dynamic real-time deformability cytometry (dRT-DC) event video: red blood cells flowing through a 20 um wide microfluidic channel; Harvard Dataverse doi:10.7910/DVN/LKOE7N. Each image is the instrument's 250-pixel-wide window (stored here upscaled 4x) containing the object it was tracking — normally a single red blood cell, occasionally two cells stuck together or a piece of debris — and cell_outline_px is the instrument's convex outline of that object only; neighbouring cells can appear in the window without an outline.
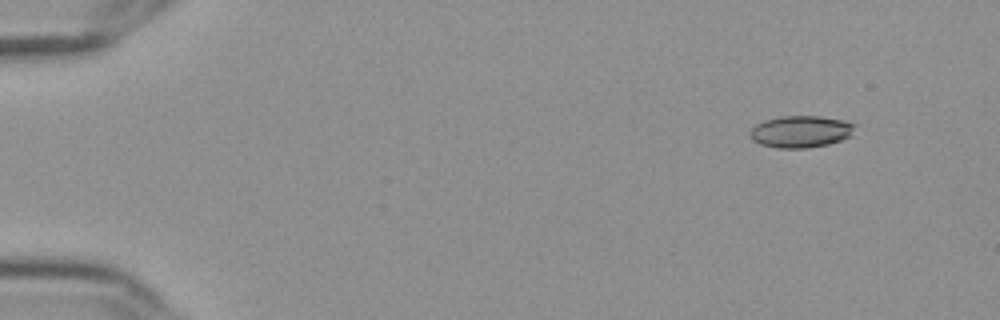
{"species": "Egyptian fruit bat (a non-hibernating species)", "species_latin": "Rousettus aegyptiacus", "temperature_condition": "cold", "stored_images_in_passage": 45, "camera_frame_rate_fps": 3000, "um_per_image_px": 0.085, "frame": {"image": 1, "passage_image": 1, "time_ms": 0.0, "image_size_px": [1000, 320], "cell_outline_px": [[856, 124], [852, 136], [828, 144], [808, 148], [776, 148], [760, 144], [752, 140], [752, 128], [756, 124], [764, 120], [780, 116], [820, 116], [844, 120]], "centroid_in_image_um": [68.1, 11.18], "position_along_channel_um": 16.9, "area_um2": 19.54}}
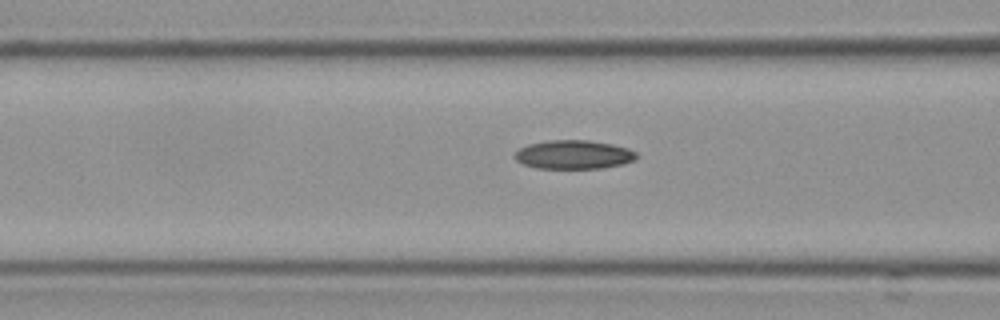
{"frame": {"image": 2, "passage_image": 19, "time_ms": 6.0, "image_size_px": [1000, 320], "cell_outline_px": [[640, 156], [636, 160], [624, 164], [600, 168], [536, 168], [524, 164], [516, 160], [516, 152], [520, 148], [528, 144], [548, 140], [588, 140], [612, 144], [628, 148], [636, 152]], "centroid_in_image_um": [48.82, 13.14], "position_along_channel_um": 117.8, "area_um2": 20.46}}
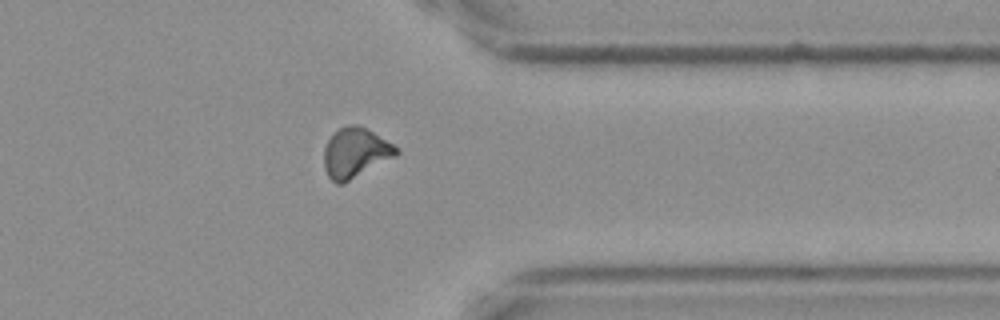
{"frame": {"image": 3, "passage_image": 38, "time_ms": 12.333, "image_size_px": [1000, 320], "cell_outline_px": [[400, 152], [396, 156], [344, 184], [336, 184], [328, 176], [324, 168], [324, 148], [328, 140], [344, 124], [356, 124], [372, 132], [400, 148]], "centroid_in_image_um": [30.21, 13.01], "position_along_channel_um": 381.2, "area_um2": 21.04}, "authors_computed_cell_mechanics": {"area_um2": 19.9988, "velocity_mm_per_s": 3.6753, "shape_relaxation_time_tau1_ms": 4.0499, "shape_relaxation_time_tau2_ms": null, "deformation_change_tau1": 0.0791, "deformation_change_tau2": null}}